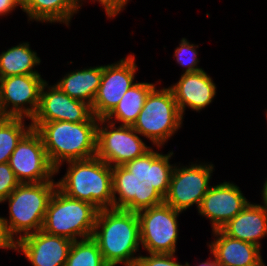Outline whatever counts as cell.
Masks as SVG:
<instances>
[{"mask_svg": "<svg viewBox=\"0 0 267 266\" xmlns=\"http://www.w3.org/2000/svg\"><path fill=\"white\" fill-rule=\"evenodd\" d=\"M173 154L151 148L141 157L112 167L113 208L138 212L163 203L175 167L169 162Z\"/></svg>", "mask_w": 267, "mask_h": 266, "instance_id": "6da1fadb", "label": "cell"}, {"mask_svg": "<svg viewBox=\"0 0 267 266\" xmlns=\"http://www.w3.org/2000/svg\"><path fill=\"white\" fill-rule=\"evenodd\" d=\"M92 238L108 266H135L141 245L137 212L107 208L98 211Z\"/></svg>", "mask_w": 267, "mask_h": 266, "instance_id": "7a4b0ae2", "label": "cell"}, {"mask_svg": "<svg viewBox=\"0 0 267 266\" xmlns=\"http://www.w3.org/2000/svg\"><path fill=\"white\" fill-rule=\"evenodd\" d=\"M42 138L47 157L55 173L64 162L96 156L98 122H31Z\"/></svg>", "mask_w": 267, "mask_h": 266, "instance_id": "3957f363", "label": "cell"}, {"mask_svg": "<svg viewBox=\"0 0 267 266\" xmlns=\"http://www.w3.org/2000/svg\"><path fill=\"white\" fill-rule=\"evenodd\" d=\"M56 188V181L20 183L1 202L8 201L9 219L1 217V222L4 234L12 245L22 237L42 230L47 206Z\"/></svg>", "mask_w": 267, "mask_h": 266, "instance_id": "277c9868", "label": "cell"}, {"mask_svg": "<svg viewBox=\"0 0 267 266\" xmlns=\"http://www.w3.org/2000/svg\"><path fill=\"white\" fill-rule=\"evenodd\" d=\"M66 163V174L56 182L58 190L99 210L113 208L111 166L97 156Z\"/></svg>", "mask_w": 267, "mask_h": 266, "instance_id": "5b68a950", "label": "cell"}, {"mask_svg": "<svg viewBox=\"0 0 267 266\" xmlns=\"http://www.w3.org/2000/svg\"><path fill=\"white\" fill-rule=\"evenodd\" d=\"M98 211L93 204L72 199L56 188L48 203L42 230L72 241L90 238Z\"/></svg>", "mask_w": 267, "mask_h": 266, "instance_id": "8992f818", "label": "cell"}, {"mask_svg": "<svg viewBox=\"0 0 267 266\" xmlns=\"http://www.w3.org/2000/svg\"><path fill=\"white\" fill-rule=\"evenodd\" d=\"M183 119L171 89L157 90L155 86L132 127L152 145L161 148L182 127Z\"/></svg>", "mask_w": 267, "mask_h": 266, "instance_id": "52a82bcc", "label": "cell"}, {"mask_svg": "<svg viewBox=\"0 0 267 266\" xmlns=\"http://www.w3.org/2000/svg\"><path fill=\"white\" fill-rule=\"evenodd\" d=\"M180 213L165 202L137 212L141 245L148 254H175Z\"/></svg>", "mask_w": 267, "mask_h": 266, "instance_id": "ba28073f", "label": "cell"}, {"mask_svg": "<svg viewBox=\"0 0 267 266\" xmlns=\"http://www.w3.org/2000/svg\"><path fill=\"white\" fill-rule=\"evenodd\" d=\"M132 126L120 125L99 119L97 125L96 156L109 166L124 165L143 156L151 147L147 146Z\"/></svg>", "mask_w": 267, "mask_h": 266, "instance_id": "9c48e42d", "label": "cell"}, {"mask_svg": "<svg viewBox=\"0 0 267 266\" xmlns=\"http://www.w3.org/2000/svg\"><path fill=\"white\" fill-rule=\"evenodd\" d=\"M213 170L211 163H191L182 167L175 165L164 202L181 212L194 204L198 209L211 186L209 183Z\"/></svg>", "mask_w": 267, "mask_h": 266, "instance_id": "30bf717a", "label": "cell"}, {"mask_svg": "<svg viewBox=\"0 0 267 266\" xmlns=\"http://www.w3.org/2000/svg\"><path fill=\"white\" fill-rule=\"evenodd\" d=\"M8 163L20 183L55 181V168L49 162L41 136L33 128L18 142Z\"/></svg>", "mask_w": 267, "mask_h": 266, "instance_id": "8fae6325", "label": "cell"}, {"mask_svg": "<svg viewBox=\"0 0 267 266\" xmlns=\"http://www.w3.org/2000/svg\"><path fill=\"white\" fill-rule=\"evenodd\" d=\"M44 80L40 74L0 78V107L5 117L32 120L40 105Z\"/></svg>", "mask_w": 267, "mask_h": 266, "instance_id": "7c38bea8", "label": "cell"}, {"mask_svg": "<svg viewBox=\"0 0 267 266\" xmlns=\"http://www.w3.org/2000/svg\"><path fill=\"white\" fill-rule=\"evenodd\" d=\"M137 68L134 55L117 63L102 65L100 86L91 106L95 117L105 119L114 110L126 91L135 84Z\"/></svg>", "mask_w": 267, "mask_h": 266, "instance_id": "4fadbf2b", "label": "cell"}, {"mask_svg": "<svg viewBox=\"0 0 267 266\" xmlns=\"http://www.w3.org/2000/svg\"><path fill=\"white\" fill-rule=\"evenodd\" d=\"M47 88V89H46ZM47 90V91H46ZM99 122L86 102L71 98L57 85L45 81L40 91V105L31 122Z\"/></svg>", "mask_w": 267, "mask_h": 266, "instance_id": "5bb4252c", "label": "cell"}, {"mask_svg": "<svg viewBox=\"0 0 267 266\" xmlns=\"http://www.w3.org/2000/svg\"><path fill=\"white\" fill-rule=\"evenodd\" d=\"M248 203L249 201L237 185L225 181L210 186L200 203L198 213L211 221L213 231L221 229Z\"/></svg>", "mask_w": 267, "mask_h": 266, "instance_id": "9a60e30c", "label": "cell"}, {"mask_svg": "<svg viewBox=\"0 0 267 266\" xmlns=\"http://www.w3.org/2000/svg\"><path fill=\"white\" fill-rule=\"evenodd\" d=\"M72 243L39 230L16 241L12 250L22 252L32 266H65Z\"/></svg>", "mask_w": 267, "mask_h": 266, "instance_id": "2e32d148", "label": "cell"}, {"mask_svg": "<svg viewBox=\"0 0 267 266\" xmlns=\"http://www.w3.org/2000/svg\"><path fill=\"white\" fill-rule=\"evenodd\" d=\"M183 117L186 107L200 112L216 96V84L204 71L183 73L179 81L169 87Z\"/></svg>", "mask_w": 267, "mask_h": 266, "instance_id": "e0dca14e", "label": "cell"}, {"mask_svg": "<svg viewBox=\"0 0 267 266\" xmlns=\"http://www.w3.org/2000/svg\"><path fill=\"white\" fill-rule=\"evenodd\" d=\"M221 230L231 238L258 246L267 236V206L249 202L248 205L225 224Z\"/></svg>", "mask_w": 267, "mask_h": 266, "instance_id": "ac0fdd59", "label": "cell"}, {"mask_svg": "<svg viewBox=\"0 0 267 266\" xmlns=\"http://www.w3.org/2000/svg\"><path fill=\"white\" fill-rule=\"evenodd\" d=\"M212 232L216 239L209 243V251L221 266H256L263 260L258 246L231 238L221 229Z\"/></svg>", "mask_w": 267, "mask_h": 266, "instance_id": "d6986e66", "label": "cell"}, {"mask_svg": "<svg viewBox=\"0 0 267 266\" xmlns=\"http://www.w3.org/2000/svg\"><path fill=\"white\" fill-rule=\"evenodd\" d=\"M102 77V65L72 71L60 78L55 85L71 98L90 106L98 92Z\"/></svg>", "mask_w": 267, "mask_h": 266, "instance_id": "ffe728a7", "label": "cell"}, {"mask_svg": "<svg viewBox=\"0 0 267 266\" xmlns=\"http://www.w3.org/2000/svg\"><path fill=\"white\" fill-rule=\"evenodd\" d=\"M80 7L78 0H28L21 9L31 21L60 22L69 26Z\"/></svg>", "mask_w": 267, "mask_h": 266, "instance_id": "44dd1931", "label": "cell"}, {"mask_svg": "<svg viewBox=\"0 0 267 266\" xmlns=\"http://www.w3.org/2000/svg\"><path fill=\"white\" fill-rule=\"evenodd\" d=\"M154 87L153 83L135 82L105 119L114 124L118 121L121 122L119 125L133 126L144 106L147 95Z\"/></svg>", "mask_w": 267, "mask_h": 266, "instance_id": "7402d4cb", "label": "cell"}, {"mask_svg": "<svg viewBox=\"0 0 267 266\" xmlns=\"http://www.w3.org/2000/svg\"><path fill=\"white\" fill-rule=\"evenodd\" d=\"M40 62L37 53L30 49L29 42L19 43L0 54V78L39 74L33 68L40 65Z\"/></svg>", "mask_w": 267, "mask_h": 266, "instance_id": "603a6c76", "label": "cell"}, {"mask_svg": "<svg viewBox=\"0 0 267 266\" xmlns=\"http://www.w3.org/2000/svg\"><path fill=\"white\" fill-rule=\"evenodd\" d=\"M23 117H5L0 120V164L7 163L18 142L32 128Z\"/></svg>", "mask_w": 267, "mask_h": 266, "instance_id": "cb8c5ba5", "label": "cell"}, {"mask_svg": "<svg viewBox=\"0 0 267 266\" xmlns=\"http://www.w3.org/2000/svg\"><path fill=\"white\" fill-rule=\"evenodd\" d=\"M65 266H108L92 238L73 241Z\"/></svg>", "mask_w": 267, "mask_h": 266, "instance_id": "d4e9b609", "label": "cell"}, {"mask_svg": "<svg viewBox=\"0 0 267 266\" xmlns=\"http://www.w3.org/2000/svg\"><path fill=\"white\" fill-rule=\"evenodd\" d=\"M179 46L175 48L174 57L177 64L186 67L183 73H193L203 70L198 66L199 58H197L198 45L190 43L186 38L180 40Z\"/></svg>", "mask_w": 267, "mask_h": 266, "instance_id": "484cf974", "label": "cell"}, {"mask_svg": "<svg viewBox=\"0 0 267 266\" xmlns=\"http://www.w3.org/2000/svg\"><path fill=\"white\" fill-rule=\"evenodd\" d=\"M20 182L15 177L9 163L0 164V203L6 199Z\"/></svg>", "mask_w": 267, "mask_h": 266, "instance_id": "4316f807", "label": "cell"}, {"mask_svg": "<svg viewBox=\"0 0 267 266\" xmlns=\"http://www.w3.org/2000/svg\"><path fill=\"white\" fill-rule=\"evenodd\" d=\"M175 254H151L148 256L139 255L135 266H187L177 262Z\"/></svg>", "mask_w": 267, "mask_h": 266, "instance_id": "83f0119b", "label": "cell"}, {"mask_svg": "<svg viewBox=\"0 0 267 266\" xmlns=\"http://www.w3.org/2000/svg\"><path fill=\"white\" fill-rule=\"evenodd\" d=\"M92 1L99 2L105 9L104 11L106 12L107 17L112 19L124 10L123 8L127 5L129 0H91V2Z\"/></svg>", "mask_w": 267, "mask_h": 266, "instance_id": "f1b7e54d", "label": "cell"}, {"mask_svg": "<svg viewBox=\"0 0 267 266\" xmlns=\"http://www.w3.org/2000/svg\"><path fill=\"white\" fill-rule=\"evenodd\" d=\"M18 6L22 8V5L18 0H0V16L12 13V11Z\"/></svg>", "mask_w": 267, "mask_h": 266, "instance_id": "f546056e", "label": "cell"}, {"mask_svg": "<svg viewBox=\"0 0 267 266\" xmlns=\"http://www.w3.org/2000/svg\"><path fill=\"white\" fill-rule=\"evenodd\" d=\"M13 249V245L8 241L6 238L3 227H2V222H1V217H0V249Z\"/></svg>", "mask_w": 267, "mask_h": 266, "instance_id": "4dcf8cb0", "label": "cell"}, {"mask_svg": "<svg viewBox=\"0 0 267 266\" xmlns=\"http://www.w3.org/2000/svg\"><path fill=\"white\" fill-rule=\"evenodd\" d=\"M187 266H190V264L187 262ZM197 266H221V264L217 261V259L215 258V256L213 257V260H207L204 261L200 264H198Z\"/></svg>", "mask_w": 267, "mask_h": 266, "instance_id": "1f68e13d", "label": "cell"}, {"mask_svg": "<svg viewBox=\"0 0 267 266\" xmlns=\"http://www.w3.org/2000/svg\"><path fill=\"white\" fill-rule=\"evenodd\" d=\"M262 200H263V202L262 203H264L266 206H267V178H266V180H265V183H264V185H263V189H262Z\"/></svg>", "mask_w": 267, "mask_h": 266, "instance_id": "d6a6232c", "label": "cell"}, {"mask_svg": "<svg viewBox=\"0 0 267 266\" xmlns=\"http://www.w3.org/2000/svg\"><path fill=\"white\" fill-rule=\"evenodd\" d=\"M18 1L23 6L28 0H18Z\"/></svg>", "mask_w": 267, "mask_h": 266, "instance_id": "836d02e7", "label": "cell"}, {"mask_svg": "<svg viewBox=\"0 0 267 266\" xmlns=\"http://www.w3.org/2000/svg\"><path fill=\"white\" fill-rule=\"evenodd\" d=\"M3 118H5V116H4V114L2 113V111H1V107H0V120L3 119Z\"/></svg>", "mask_w": 267, "mask_h": 266, "instance_id": "e575fe53", "label": "cell"}, {"mask_svg": "<svg viewBox=\"0 0 267 266\" xmlns=\"http://www.w3.org/2000/svg\"><path fill=\"white\" fill-rule=\"evenodd\" d=\"M256 266H266L265 263L263 262V260L261 262H259Z\"/></svg>", "mask_w": 267, "mask_h": 266, "instance_id": "d590c367", "label": "cell"}, {"mask_svg": "<svg viewBox=\"0 0 267 266\" xmlns=\"http://www.w3.org/2000/svg\"><path fill=\"white\" fill-rule=\"evenodd\" d=\"M83 0H78V2L80 3V6H82L83 3H81Z\"/></svg>", "mask_w": 267, "mask_h": 266, "instance_id": "8d00e7d4", "label": "cell"}]
</instances>
